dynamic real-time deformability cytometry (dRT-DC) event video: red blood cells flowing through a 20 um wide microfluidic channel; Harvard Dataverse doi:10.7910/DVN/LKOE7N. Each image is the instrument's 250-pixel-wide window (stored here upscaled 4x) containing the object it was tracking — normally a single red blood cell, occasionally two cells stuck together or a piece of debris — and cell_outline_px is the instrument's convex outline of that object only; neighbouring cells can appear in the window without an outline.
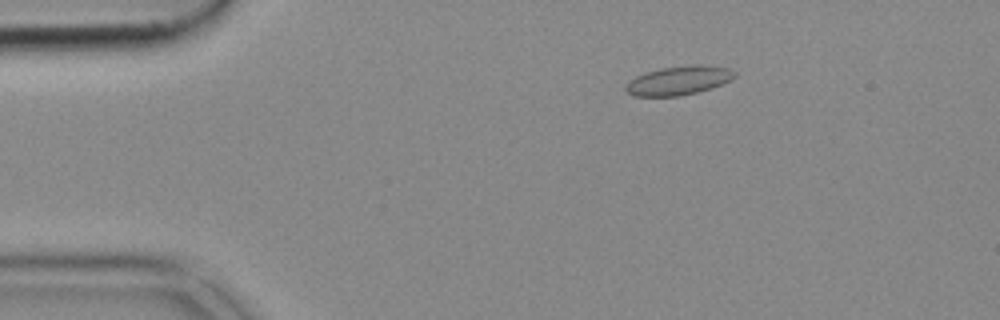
{"species": "common noctule bat (a hibernating species)", "species_latin": "Nyctalus noctula", "temperature_condition": "cold", "stored_images_in_passage": 53, "camera_frame_rate_fps": 3000, "um_per_image_px": 0.085, "animal": {"sex": "female", "body_mass_g": 18.4}, "frame": {"image": 1, "passage_image": 9, "time_ms": 2.667, "image_size_px": [1000, 320], "cell_outline_px": [[736, 76], [732, 80], [712, 88], [680, 96], [632, 96], [624, 88], [624, 84], [628, 80], [644, 72], [660, 68], [696, 64], [700, 64], [728, 68], [736, 72]], "centroid_in_image_um": [57.67, 6.84], "position_along_channel_um": 27.3, "area_um2": 18.61}}
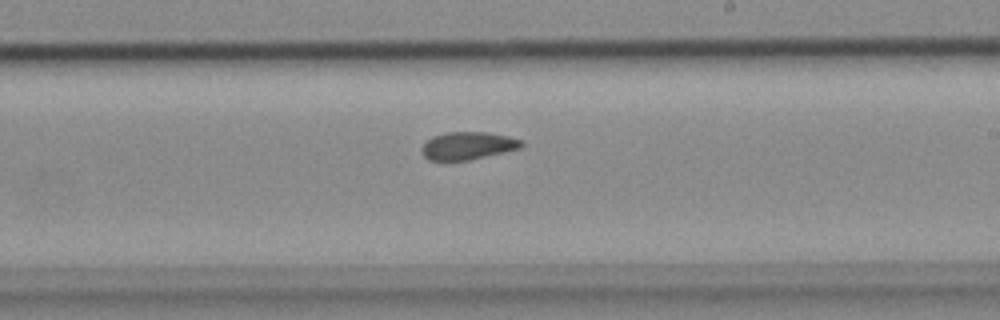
{"frame": {"image": 2, "passage_image": 31, "time_ms": 10.0, "image_size_px": [1000, 320], "cell_outline_px": [[524, 144], [520, 148], [504, 152], [468, 160], [444, 164], [428, 160], [424, 156], [424, 144], [432, 136], [448, 132], [488, 132], [508, 136], [524, 140]], "centroid_in_image_um": [39.76, 12.42], "position_along_channel_um": 249.2, "area_um2": 16.47}}
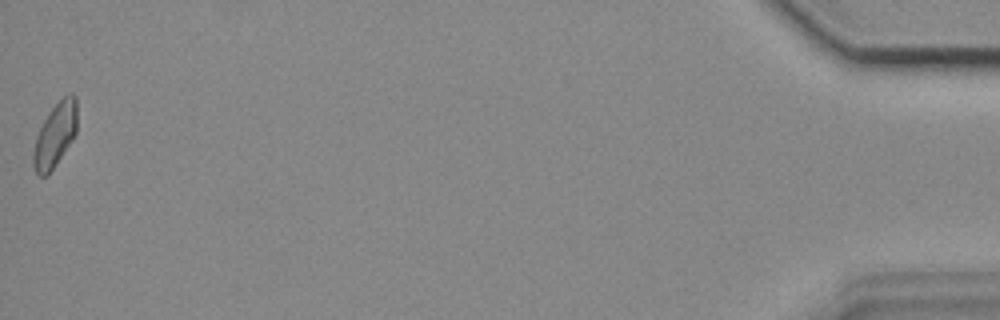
{"frame": {"image": 3, "passage_image": 53, "time_ms": 17.333, "image_size_px": [1000, 320], "cell_outline_px": [[76, 132], [72, 140], [52, 168], [44, 176], [40, 176], [36, 172], [32, 164], [32, 156], [36, 136], [48, 112], [64, 96], [72, 92], [76, 96]], "centroid_in_image_um": [4.67, 11.44], "position_along_channel_um": 430.5, "area_um2": 15.95}}